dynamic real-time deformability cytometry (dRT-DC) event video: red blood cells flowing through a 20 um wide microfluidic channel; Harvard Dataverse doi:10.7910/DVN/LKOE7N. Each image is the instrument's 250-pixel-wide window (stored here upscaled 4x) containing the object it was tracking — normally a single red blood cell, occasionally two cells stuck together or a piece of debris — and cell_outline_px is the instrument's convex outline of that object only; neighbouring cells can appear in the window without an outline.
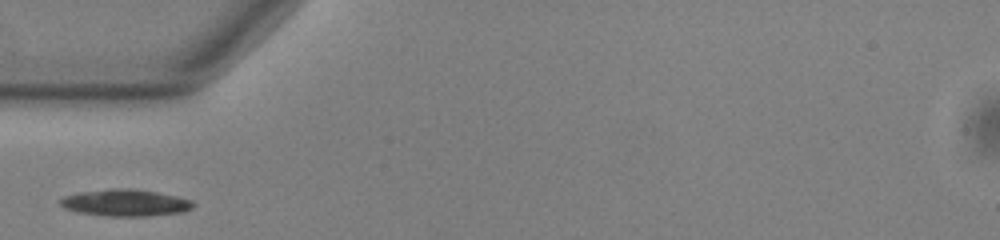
{"species": "common noctule bat (a hibernating species)", "species_latin": "Nyctalus noctula", "temperature_condition": "warm", "stored_images_in_passage": 37, "camera_frame_rate_fps": 3000, "um_per_image_px": 0.085, "animal": {"sex": "male", "body_mass_g": 13.0, "forearm_length_mm": 53.1}, "frame": {"image": 1, "passage_image": 1, "time_ms": 0.0, "image_size_px": [1000, 240], "cell_outline_px": [[196, 204], [192, 208], [184, 212], [148, 216], [108, 216], [76, 212], [64, 208], [60, 204], [60, 200], [64, 196], [80, 192], [112, 188], [128, 188], [156, 192], [176, 196], [192, 200]], "centroid_in_image_um": [10.67, 17.24], "position_along_channel_um": 74.3, "area_um2": 20.81}}
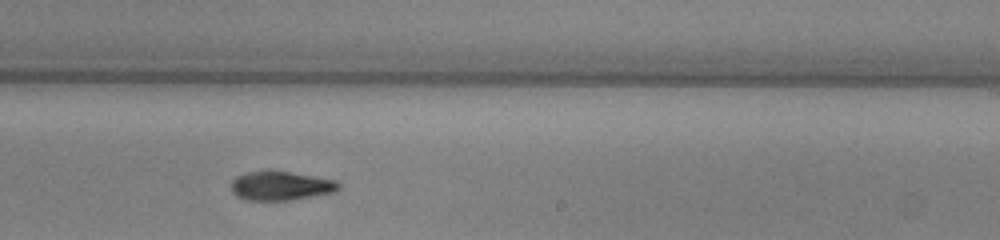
{"frame": {"image": 2, "passage_image": 16, "time_ms": 5.0, "image_size_px": [1000, 240], "cell_outline_px": [[340, 188], [336, 192], [292, 200], [248, 200], [236, 196], [232, 192], [232, 180], [236, 176], [248, 172], [264, 168], [336, 180], [340, 184]], "centroid_in_image_um": [23.85, 15.78], "position_along_channel_um": 265.1, "area_um2": 18.5}}
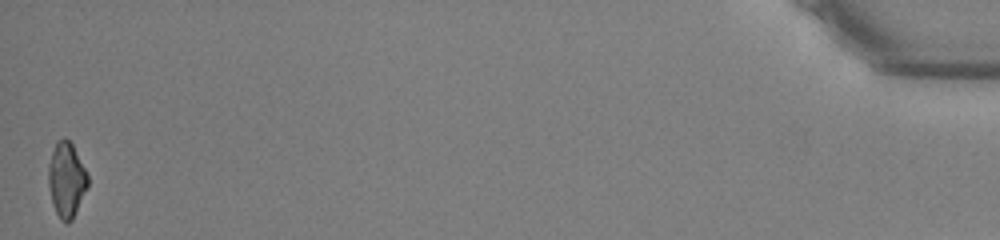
{"frame": {"image": 3, "passage_image": 37, "time_ms": 12.0, "image_size_px": [1000, 240], "cell_outline_px": [[88, 188], [72, 220], [68, 224], [64, 224], [60, 220], [56, 212], [52, 200], [48, 184], [48, 168], [52, 152], [56, 140], [64, 136], [72, 144], [88, 176]], "centroid_in_image_um": [5.65, 15.3], "position_along_channel_um": 429.6, "area_um2": 17.22}}